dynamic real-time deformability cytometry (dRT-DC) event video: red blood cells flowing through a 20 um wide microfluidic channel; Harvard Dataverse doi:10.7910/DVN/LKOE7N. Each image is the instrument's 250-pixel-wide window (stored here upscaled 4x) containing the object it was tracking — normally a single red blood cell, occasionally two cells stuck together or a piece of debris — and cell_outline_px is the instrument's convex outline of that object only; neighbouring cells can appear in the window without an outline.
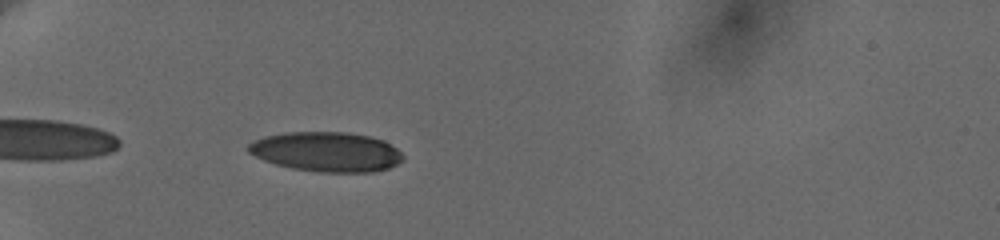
{"species": "human", "species_latin": "Homo sapiens", "temperature_condition": "cold", "stored_images_in_passage": 41, "camera_frame_rate_fps": 3000, "um_per_image_px": 0.085, "donor": {"sex": "female"}, "frame": {"image": 1, "passage_image": 3, "time_ms": 0.667, "image_size_px": [1000, 240], "cell_outline_px": [[404, 160], [388, 168], [372, 172], [320, 172], [292, 168], [276, 164], [264, 160], [248, 152], [248, 144], [264, 136], [284, 132], [348, 132], [368, 136], [384, 140], [396, 148], [404, 156]], "centroid_in_image_um": [27.77, 12.9], "position_along_channel_um": 57.2, "area_um2": 35.72}}
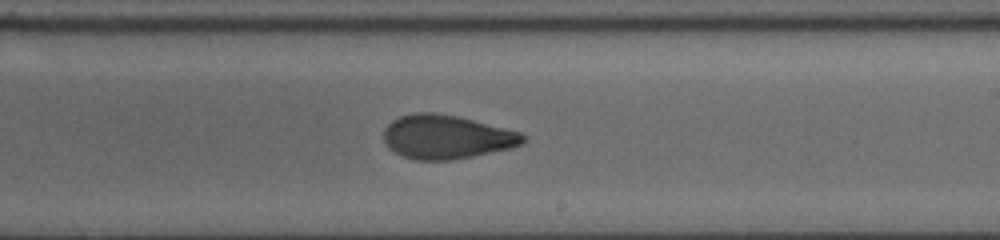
{"frame": {"image": 2, "passage_image": 21, "time_ms": 6.667, "image_size_px": [1000, 240], "cell_outline_px": [[524, 144], [512, 148], [472, 156], [448, 160], [416, 160], [404, 156], [388, 148], [384, 140], [384, 128], [392, 120], [400, 116], [416, 112], [436, 112], [460, 116], [520, 132], [524, 136]], "centroid_in_image_um": [37.95, 11.62], "position_along_channel_um": 251.1, "area_um2": 35.66}}
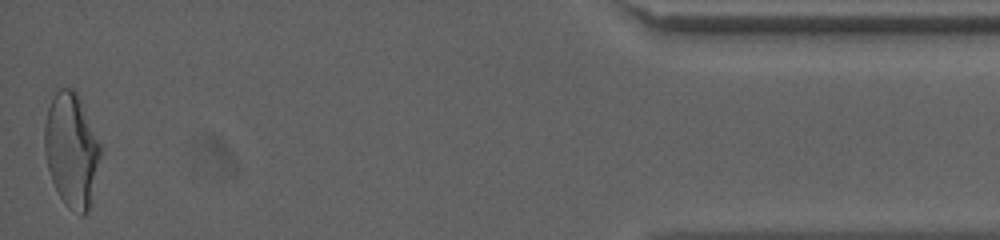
{"frame": {"image": 3, "passage_image": 41, "time_ms": 13.333, "image_size_px": [1000, 240], "cell_outline_px": [[100, 156], [88, 212], [84, 216], [80, 216], [68, 208], [64, 204], [52, 180], [48, 168], [44, 152], [44, 124], [48, 108], [56, 92], [60, 88], [72, 88], [76, 92], [100, 144]], "centroid_in_image_um": [6.05, 12.79], "position_along_channel_um": 429.1, "area_um2": 36.59}, "authors_computed_cell_mechanics": {"area_um2": 36.0094, "velocity_mm_per_s": 3.6404, "shape_relaxation_time_tau1_ms": 7.6095, "shape_relaxation_time_tau2_ms": 1.9158, "deformation_change_tau1": 0.196, "deformation_change_tau2": 0.0808}}